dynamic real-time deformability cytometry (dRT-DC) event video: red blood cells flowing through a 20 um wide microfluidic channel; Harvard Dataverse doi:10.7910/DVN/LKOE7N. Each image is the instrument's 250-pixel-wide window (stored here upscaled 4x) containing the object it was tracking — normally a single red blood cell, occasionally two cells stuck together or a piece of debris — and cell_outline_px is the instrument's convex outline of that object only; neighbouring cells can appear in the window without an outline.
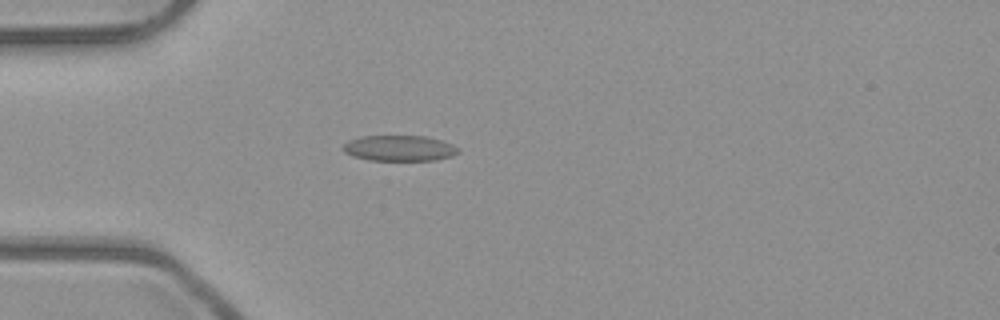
{"species": "common noctule bat (a hibernating species)", "species_latin": "Nyctalus noctula", "temperature_condition": "room temperature", "stored_images_in_passage": 52, "camera_frame_rate_fps": 3000, "um_per_image_px": 0.085, "animal": {"sex": "male", "body_mass_g": 23.1, "forearm_length_mm": 52.7}, "frame": {"image": 1, "passage_image": 15, "time_ms": 4.667, "image_size_px": [1000, 320], "cell_outline_px": [[460, 152], [452, 156], [436, 160], [368, 160], [352, 156], [344, 152], [344, 144], [348, 140], [360, 136], [424, 136], [440, 140], [452, 144], [460, 148]], "centroid_in_image_um": [33.95, 12.6], "position_along_channel_um": 51.0, "area_um2": 17.28}}
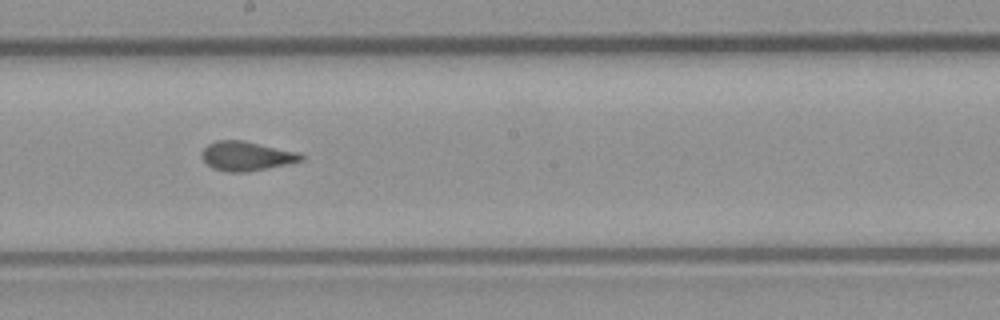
{"frame": {"image": 2, "passage_image": 29, "time_ms": 9.333, "image_size_px": [1000, 320], "cell_outline_px": [[304, 160], [288, 164], [248, 172], [224, 172], [212, 168], [200, 156], [200, 152], [208, 144], [216, 140], [244, 140], [300, 152], [304, 156]], "centroid_in_image_um": [20.95, 13.26], "position_along_channel_um": 227.2, "area_um2": 17.28}}
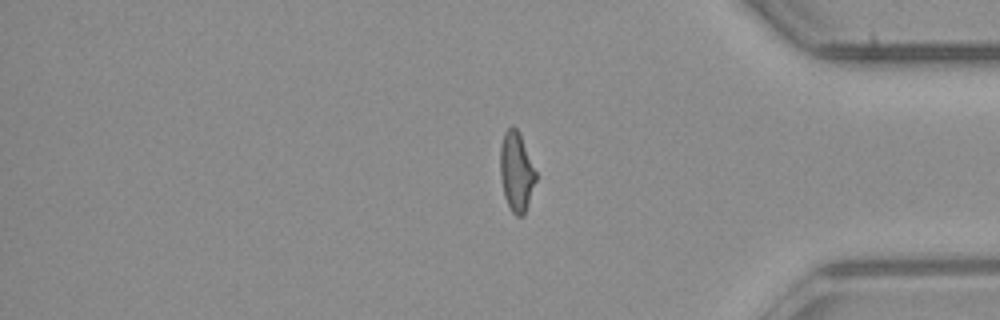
{"frame": {"image": 3, "passage_image": 43, "time_ms": 14.0, "image_size_px": [1000, 320], "cell_outline_px": [[536, 180], [524, 216], [516, 216], [512, 212], [504, 196], [500, 176], [500, 148], [504, 132], [508, 128], [516, 128], [520, 132], [536, 172]], "centroid_in_image_um": [43.89, 14.6], "position_along_channel_um": 391.3, "area_um2": 16.47}, "authors_computed_cell_mechanics": {"area_um2": 17.0799, "velocity_mm_per_s": 3.9916, "shape_relaxation_time_tau1_ms": 7.4419, "shape_relaxation_time_tau2_ms": 0.9277, "deformation_change_tau1": 0.1856, "deformation_change_tau2": 0.0694}}